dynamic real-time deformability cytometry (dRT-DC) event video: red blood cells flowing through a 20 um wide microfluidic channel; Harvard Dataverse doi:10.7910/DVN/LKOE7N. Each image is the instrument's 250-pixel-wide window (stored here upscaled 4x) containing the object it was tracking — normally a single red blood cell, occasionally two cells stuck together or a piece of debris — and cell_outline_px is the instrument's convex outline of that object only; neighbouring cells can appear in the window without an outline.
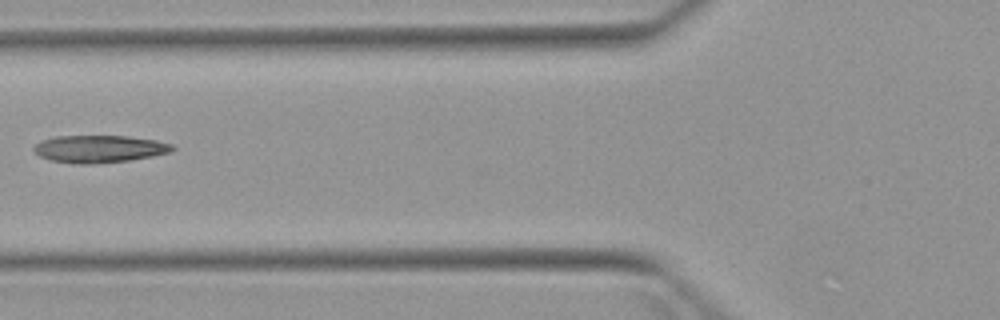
{"species": "Egyptian fruit bat (a non-hibernating species)", "species_latin": "Rousettus aegyptiacus", "temperature_condition": "warm", "stored_images_in_passage": 5, "camera_frame_rate_fps": 3000, "um_per_image_px": 0.085, "animal": {"sex": "female"}, "frame": {"image": 1, "passage_image": 5, "time_ms": 6.333, "image_size_px": [1000, 320], "cell_outline_px": [[176, 148], [172, 152], [152, 156], [128, 160], [88, 164], [80, 164], [52, 160], [40, 156], [32, 148], [40, 140], [56, 136], [128, 136], [156, 140], [172, 144]], "centroid_in_image_um": [8.46, 12.64], "position_along_channel_um": 117.3, "area_um2": 21.96}}